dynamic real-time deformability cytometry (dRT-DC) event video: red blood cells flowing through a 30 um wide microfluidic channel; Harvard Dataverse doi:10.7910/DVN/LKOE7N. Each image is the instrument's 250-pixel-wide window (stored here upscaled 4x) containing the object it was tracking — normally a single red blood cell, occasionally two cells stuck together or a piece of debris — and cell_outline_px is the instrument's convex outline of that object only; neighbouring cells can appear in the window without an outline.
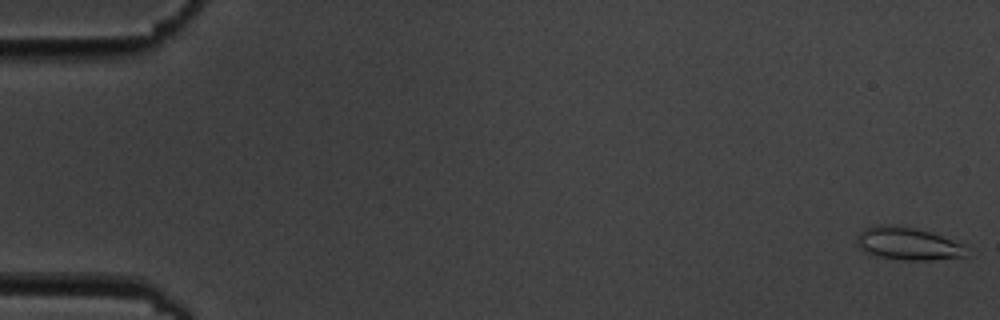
{"species": "common noctule bat (a hibernating species)", "species_latin": "Nyctalus noctula", "temperature_condition": "cold", "stored_images_in_passage": 5, "camera_frame_rate_fps": 3000, "um_per_image_px": 0.085, "animal": {"sex": "male", "body_mass_g": 19.5, "forearm_length_mm": 54.6}, "frame": {"image": 1, "passage_image": 1, "time_ms": 0.0, "image_size_px": [1000, 320], "cell_outline_px": [[964, 256], [928, 260], [912, 260], [880, 256], [868, 252], [860, 248], [856, 244], [856, 236], [864, 228], [880, 224], [888, 224], [916, 228], [932, 232], [964, 244]], "centroid_in_image_um": [77.13, 20.68], "position_along_channel_um": 7.9, "area_um2": 20.58}}
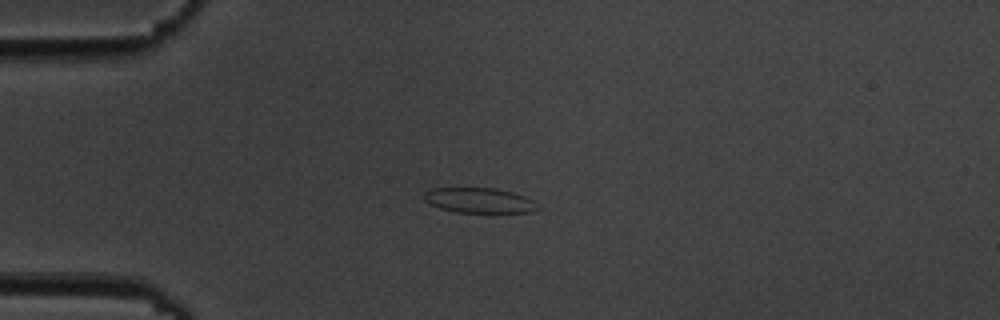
{"frame": {"image": 2, "passage_image": 5, "time_ms": 4.667, "image_size_px": [1000, 320], "cell_outline_px": [[540, 208], [532, 212], [456, 212], [440, 208], [428, 204], [424, 200], [424, 192], [432, 188], [496, 188], [512, 192], [524, 196], [532, 200]], "centroid_in_image_um": [40.7, 17.03], "position_along_channel_um": 44.3, "area_um2": 16.59}}